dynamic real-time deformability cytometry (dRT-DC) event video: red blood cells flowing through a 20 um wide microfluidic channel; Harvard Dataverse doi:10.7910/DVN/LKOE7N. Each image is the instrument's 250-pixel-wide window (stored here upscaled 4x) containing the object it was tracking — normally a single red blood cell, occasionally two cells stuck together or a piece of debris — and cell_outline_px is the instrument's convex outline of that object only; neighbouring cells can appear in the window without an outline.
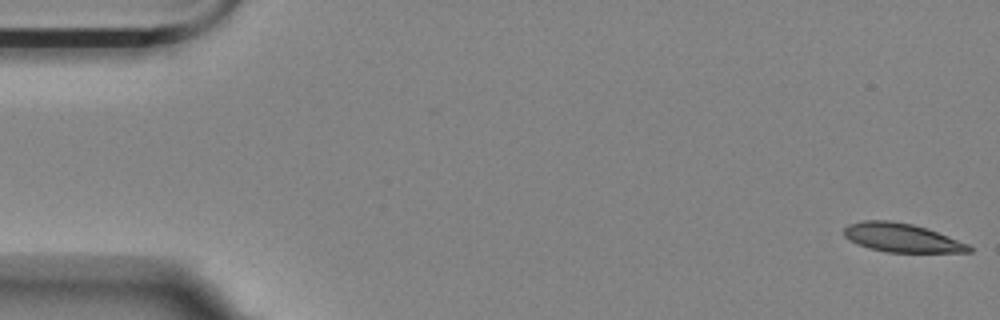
{"species": "Egyptian fruit bat (a non-hibernating species)", "species_latin": "Rousettus aegyptiacus", "temperature_condition": "room temperature", "stored_images_in_passage": 11, "camera_frame_rate_fps": 3000, "um_per_image_px": 0.085, "animal": {"sex": "female"}, "frame": {"image": 1, "passage_image": 1, "time_ms": 0.0, "image_size_px": [1000, 320], "cell_outline_px": [[972, 252], [888, 252], [872, 248], [860, 244], [844, 236], [844, 228], [848, 224], [864, 220], [888, 220], [912, 224], [936, 232], [968, 244], [972, 248]], "centroid_in_image_um": [76.64, 20.2], "position_along_channel_um": 8.4, "area_um2": 20.4}}